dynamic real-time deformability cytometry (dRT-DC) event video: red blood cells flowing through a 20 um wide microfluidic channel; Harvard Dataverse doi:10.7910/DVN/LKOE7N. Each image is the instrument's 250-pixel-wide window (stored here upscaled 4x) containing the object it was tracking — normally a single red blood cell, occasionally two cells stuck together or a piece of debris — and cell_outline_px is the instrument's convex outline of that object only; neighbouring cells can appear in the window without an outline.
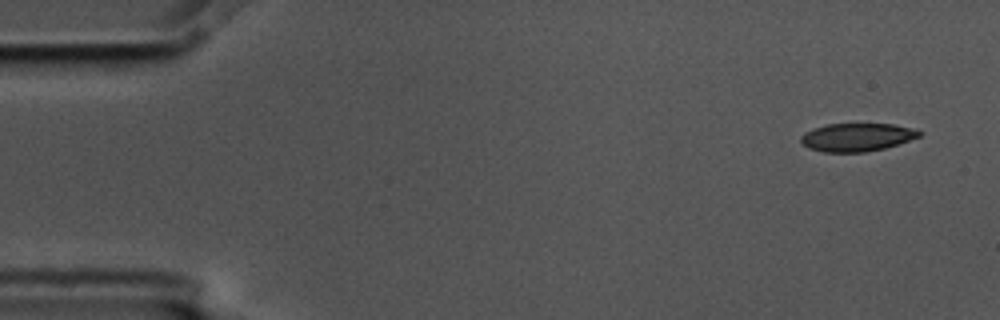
{"species": "common noctule bat (a hibernating species)", "species_latin": "Nyctalus noctula", "temperature_condition": "cold", "stored_images_in_passage": 4, "camera_frame_rate_fps": 3000, "um_per_image_px": 0.085, "animal": {"sex": "male", "body_mass_g": 17.5, "forearm_length_mm": 52.3}, "frame": {"image": 1, "passage_image": 1, "time_ms": 0.0, "image_size_px": [1000, 320], "cell_outline_px": [[920, 136], [884, 148], [864, 152], [824, 152], [808, 148], [800, 140], [800, 136], [804, 132], [828, 124], [892, 124], [912, 128], [920, 132]], "centroid_in_image_um": [72.79, 11.66], "position_along_channel_um": 12.2, "area_um2": 19.07}}
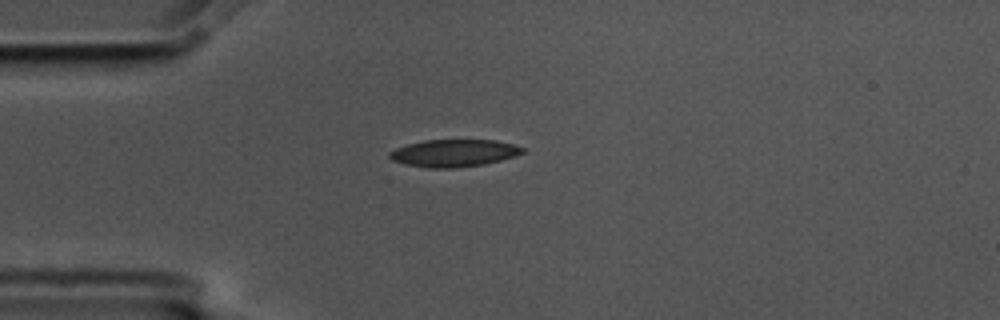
{"frame": {"image": 2, "passage_image": 4, "time_ms": 1.0, "image_size_px": [1000, 320], "cell_outline_px": [[524, 152], [516, 156], [484, 164], [456, 168], [428, 168], [404, 164], [392, 160], [388, 156], [388, 152], [396, 148], [408, 144], [424, 140], [496, 140], [512, 144], [524, 148]], "centroid_in_image_um": [38.56, 13.01], "position_along_channel_um": 46.4, "area_um2": 21.21}}